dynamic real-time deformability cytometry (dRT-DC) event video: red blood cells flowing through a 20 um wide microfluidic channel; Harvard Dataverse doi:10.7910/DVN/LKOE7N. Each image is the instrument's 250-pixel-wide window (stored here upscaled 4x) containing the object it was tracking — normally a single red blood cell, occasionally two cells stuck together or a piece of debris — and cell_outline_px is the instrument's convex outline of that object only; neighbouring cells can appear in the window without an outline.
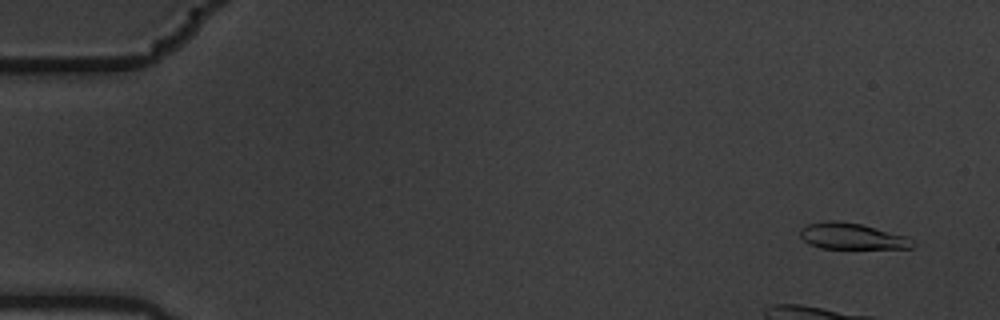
{"species": "common noctule bat (a hibernating species)", "species_latin": "Nyctalus noctula", "temperature_condition": "warm", "stored_images_in_passage": 7, "camera_frame_rate_fps": 3000, "um_per_image_px": 0.085, "animal": {"sex": "male", "body_mass_g": 19.5, "forearm_length_mm": 54.6}, "frame": {"image": 1, "passage_image": 2, "time_ms": 0.333, "image_size_px": [1000, 320], "cell_outline_px": [[916, 244], [912, 248], [820, 248], [804, 240], [800, 236], [800, 228], [808, 224], [828, 220], [836, 220], [860, 224], [908, 236]], "centroid_in_image_um": [72.43, 20.07], "position_along_channel_um": 12.6, "area_um2": 17.05}}